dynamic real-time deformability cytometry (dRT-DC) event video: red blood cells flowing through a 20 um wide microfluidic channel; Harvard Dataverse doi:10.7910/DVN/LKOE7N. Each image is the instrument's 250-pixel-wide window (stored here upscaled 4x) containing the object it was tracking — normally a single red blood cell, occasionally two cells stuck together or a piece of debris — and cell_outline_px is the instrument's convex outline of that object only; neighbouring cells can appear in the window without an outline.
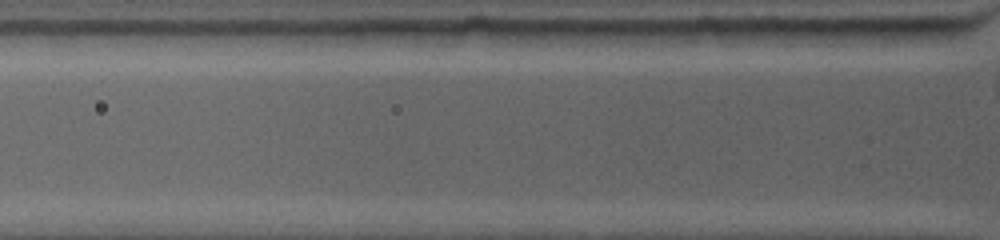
{"species": "common noctule bat (a hibernating species)", "species_latin": "Nyctalus noctula", "temperature_condition": "warm", "stored_images_in_passage": 2, "camera_frame_rate_fps": 4500, "um_per_image_px": 0.085, "animal": {"sex": "female", "body_mass_g": 19.0, "forearm_length_mm": 53.3}, "frame": {"image": 1, "passage_image": 2, "time_ms": 0.444, "image_size_px": [1000, 240], "cell_outline_px": [[656, 32], [652, 48], [584, 48], [572, 32], [572, 28], [620, 28]], "centroid_in_image_um": [52.2, 3.23], "position_along_channel_um": 73.6, "area_um2": 10.69}}